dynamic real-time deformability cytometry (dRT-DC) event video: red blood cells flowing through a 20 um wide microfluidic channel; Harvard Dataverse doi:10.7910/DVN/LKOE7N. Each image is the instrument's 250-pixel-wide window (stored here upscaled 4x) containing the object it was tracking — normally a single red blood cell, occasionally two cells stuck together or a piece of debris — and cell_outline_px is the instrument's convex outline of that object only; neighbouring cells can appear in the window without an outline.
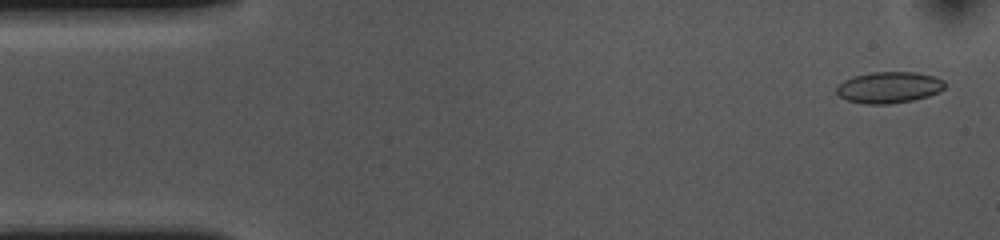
{"species": "common noctule bat (a hibernating species)", "species_latin": "Nyctalus noctula", "temperature_condition": "cold", "stored_images_in_passage": 53, "camera_frame_rate_fps": 3000, "um_per_image_px": 0.085, "animal": {"sex": "female", "body_mass_g": 10.0, "forearm_length_mm": 53.1}, "frame": {"image": 1, "passage_image": 2, "time_ms": 0.333, "image_size_px": [1000, 240], "cell_outline_px": [[944, 88], [940, 92], [928, 96], [912, 100], [888, 104], [864, 104], [848, 100], [840, 96], [836, 92], [836, 88], [844, 80], [852, 76], [872, 72], [916, 72], [932, 76], [944, 80]], "centroid_in_image_um": [75.56, 7.43], "position_along_channel_um": 9.4, "area_um2": 19.71}}
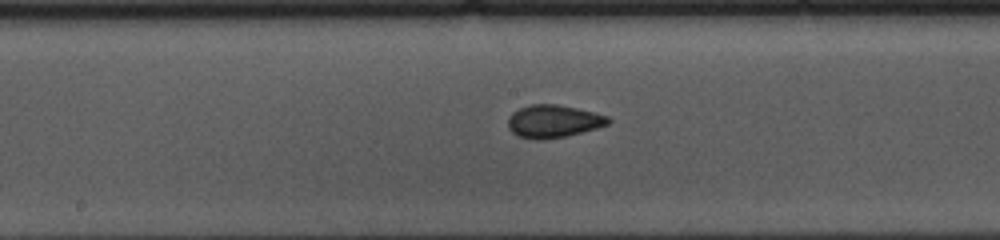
{"frame": {"image": 2, "passage_image": 26, "time_ms": 8.333, "image_size_px": [1000, 240], "cell_outline_px": [[612, 120], [608, 124], [596, 128], [564, 136], [540, 140], [536, 140], [516, 136], [508, 128], [508, 116], [512, 112], [520, 108], [532, 104], [556, 104], [576, 108], [608, 116]], "centroid_in_image_um": [46.99, 10.31], "position_along_channel_um": 201.2, "area_um2": 19.02}}
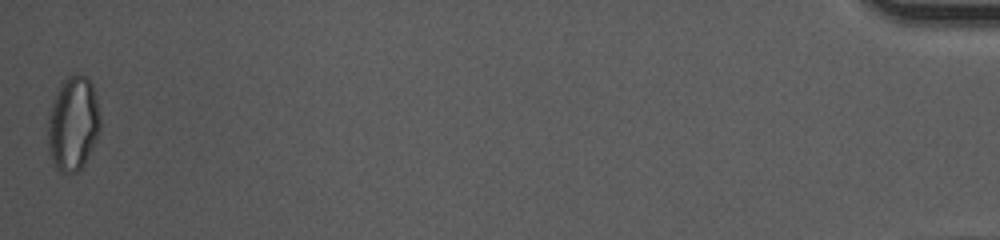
{"frame": {"image": 3, "passage_image": 53, "time_ms": 17.333, "image_size_px": [1000, 240], "cell_outline_px": [[100, 128], [96, 140], [84, 164], [76, 172], [60, 172], [56, 168], [48, 152], [48, 112], [60, 84], [68, 76], [84, 76], [92, 84], [96, 96], [100, 116]], "centroid_in_image_um": [6.2, 10.53], "position_along_channel_um": 429.0, "area_um2": 28.61}, "authors_computed_cell_mechanics": {"area_um2": 19.1318, "velocity_mm_per_s": 3.6601, "shape_relaxation_time_tau1_ms": 10.191, "shape_relaxation_time_tau2_ms": 1.3124, "deformation_change_tau1": 0.1601, "deformation_change_tau2": 0.0508}}